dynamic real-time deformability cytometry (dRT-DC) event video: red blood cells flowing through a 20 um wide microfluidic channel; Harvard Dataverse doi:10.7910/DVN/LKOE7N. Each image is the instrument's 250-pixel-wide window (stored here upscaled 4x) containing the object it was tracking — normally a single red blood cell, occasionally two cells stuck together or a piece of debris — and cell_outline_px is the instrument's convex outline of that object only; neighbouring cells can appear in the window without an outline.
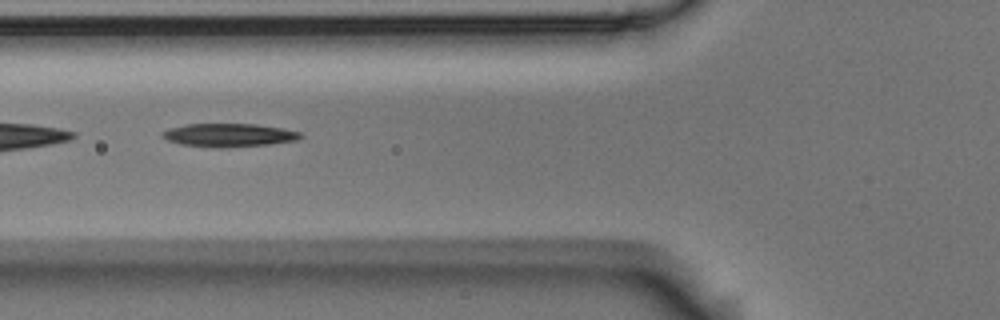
{"species": "Egyptian fruit bat (a non-hibernating species)", "species_latin": "Rousettus aegyptiacus", "temperature_condition": "room temperature", "stored_images_in_passage": 12, "camera_frame_rate_fps": 3000, "um_per_image_px": 0.085, "animal": {"sex": "male"}, "frame": {"image": 1, "passage_image": 3, "time_ms": 0.667, "image_size_px": [1000, 320], "cell_outline_px": [[304, 136], [296, 140], [268, 144], [220, 148], [212, 148], [180, 144], [168, 140], [160, 136], [160, 132], [168, 128], [184, 124], [256, 124], [284, 128], [300, 132]], "centroid_in_image_um": [19.41, 11.48], "position_along_channel_um": 106.4, "area_um2": 18.96}}
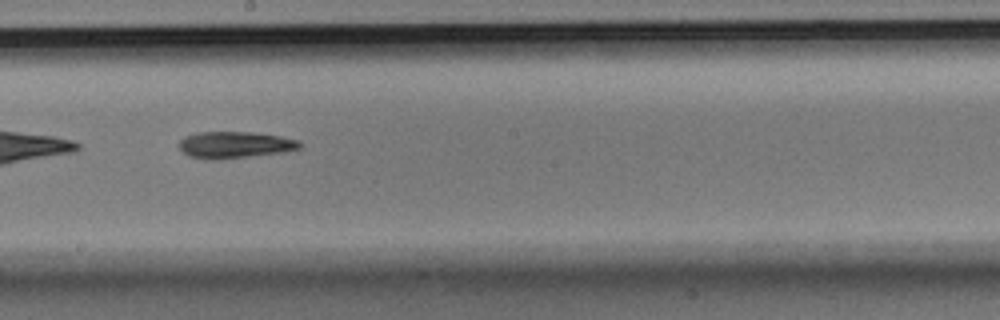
{"frame": {"image": 2, "passage_image": 6, "time_ms": 1.667, "image_size_px": [1000, 320], "cell_outline_px": [[300, 148], [284, 152], [216, 160], [212, 160], [188, 156], [180, 148], [180, 140], [184, 136], [196, 132], [252, 132], [280, 136], [300, 140]], "centroid_in_image_um": [19.95, 12.31], "position_along_channel_um": 228.2, "area_um2": 18.73}}
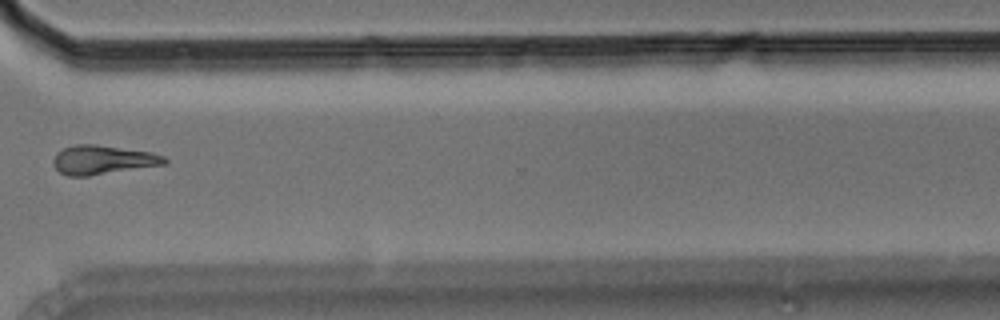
{"frame": {"image": 3, "passage_image": 9, "time_ms": 2.667, "image_size_px": [1000, 320], "cell_outline_px": [[168, 164], [88, 176], [68, 176], [60, 172], [56, 168], [52, 160], [56, 152], [64, 148], [76, 144], [96, 144], [152, 152], [164, 156], [168, 160]], "centroid_in_image_um": [8.75, 13.58], "position_along_channel_um": 361.8, "area_um2": 18.96}}